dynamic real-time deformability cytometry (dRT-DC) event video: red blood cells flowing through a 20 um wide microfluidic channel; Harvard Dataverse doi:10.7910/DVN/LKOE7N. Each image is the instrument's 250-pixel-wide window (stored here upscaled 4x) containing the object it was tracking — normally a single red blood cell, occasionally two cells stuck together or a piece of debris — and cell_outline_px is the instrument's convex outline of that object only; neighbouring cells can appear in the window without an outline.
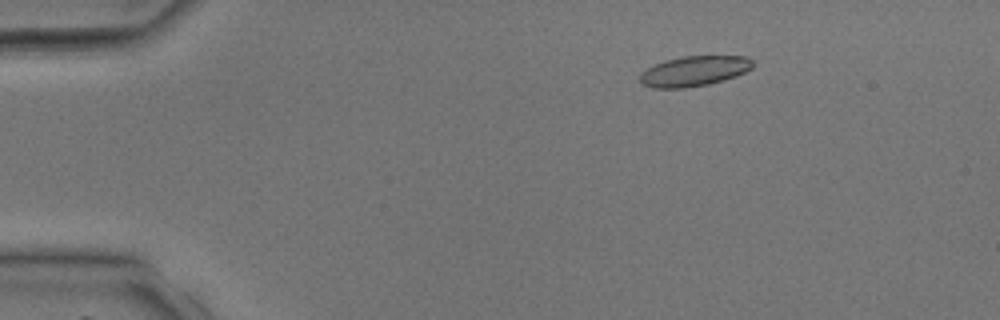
{"species": "common noctule bat (a hibernating species)", "species_latin": "Nyctalus noctula", "temperature_condition": "room temperature", "stored_images_in_passage": 36, "camera_frame_rate_fps": 3000, "um_per_image_px": 0.085, "animal": {"sex": "male", "body_mass_g": 17.9, "forearm_length_mm": 54.2}, "frame": {"image": 1, "passage_image": 3, "time_ms": 0.667, "image_size_px": [1000, 320], "cell_outline_px": [[752, 68], [736, 76], [724, 80], [708, 84], [684, 88], [652, 88], [640, 84], [640, 72], [664, 60], [684, 56], [744, 56], [752, 60]], "centroid_in_image_um": [58.97, 6.05], "position_along_channel_um": 26.0, "area_um2": 19.83}}
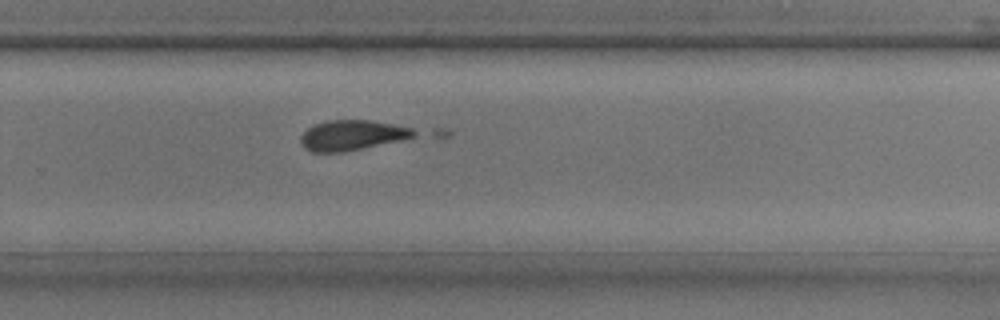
{"frame": {"image": 2, "passage_image": 23, "time_ms": 7.333, "image_size_px": [1000, 320], "cell_outline_px": [[452, 136], [444, 140], [340, 152], [312, 152], [304, 148], [300, 140], [300, 136], [312, 124], [328, 120], [372, 120], [448, 128], [452, 132]], "centroid_in_image_um": [31.2, 11.49], "position_along_channel_um": 298.6, "area_um2": 25.89}}
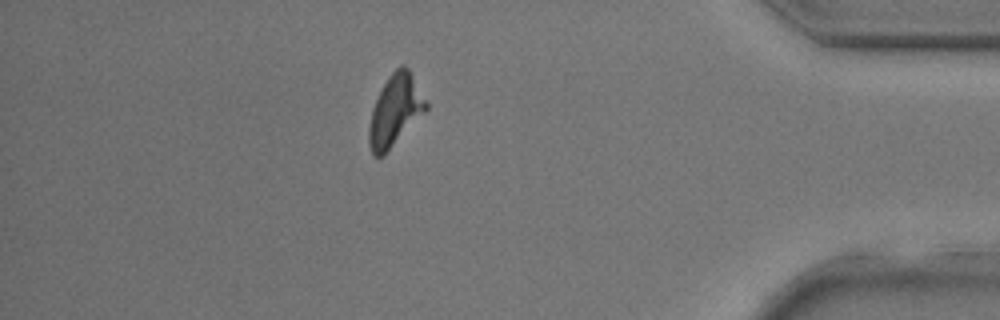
{"frame": {"image": 3, "passage_image": 31, "time_ms": 10.0, "image_size_px": [1000, 320], "cell_outline_px": [[428, 108], [384, 156], [372, 156], [368, 144], [368, 128], [372, 108], [388, 76], [400, 64], [404, 64], [408, 68], [428, 104]], "centroid_in_image_um": [33.56, 9.42], "position_along_channel_um": 401.6, "area_um2": 23.52}}